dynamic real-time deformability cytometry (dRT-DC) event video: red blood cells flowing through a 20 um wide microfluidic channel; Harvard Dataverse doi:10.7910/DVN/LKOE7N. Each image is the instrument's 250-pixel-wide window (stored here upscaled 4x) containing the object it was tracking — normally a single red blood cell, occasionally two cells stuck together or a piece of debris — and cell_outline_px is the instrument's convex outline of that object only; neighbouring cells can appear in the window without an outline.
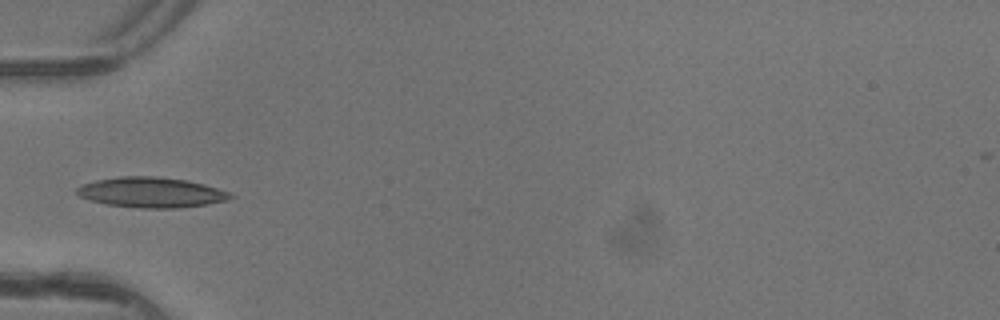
{"species": "common noctule bat (a hibernating species)", "species_latin": "Nyctalus noctula", "temperature_condition": "warm", "stored_images_in_passage": 6, "camera_frame_rate_fps": 3000, "um_per_image_px": 0.085, "animal": {"sex": "female"}, "frame": {"image": 1, "passage_image": 5, "time_ms": 1.333, "image_size_px": [1000, 320], "cell_outline_px": [[236, 196], [228, 200], [208, 204], [176, 208], [140, 208], [108, 204], [92, 200], [80, 196], [76, 192], [76, 188], [84, 184], [96, 180], [120, 176], [156, 176], [184, 180], [204, 184], [228, 192]], "centroid_in_image_um": [12.88, 16.35], "position_along_channel_um": 72.1, "area_um2": 26.82}}
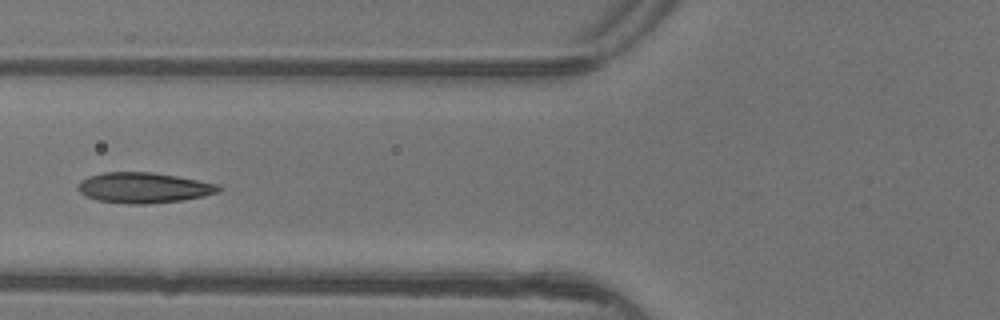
{"frame": {"image": 2, "passage_image": 6, "time_ms": 1.667, "image_size_px": [1000, 320], "cell_outline_px": [[224, 188], [220, 192], [204, 196], [184, 200], [148, 204], [128, 204], [96, 200], [84, 196], [76, 188], [76, 184], [80, 180], [88, 176], [104, 172], [152, 172], [176, 176], [216, 184]], "centroid_in_image_um": [12.17, 15.96], "position_along_channel_um": 113.6, "area_um2": 25.26}}